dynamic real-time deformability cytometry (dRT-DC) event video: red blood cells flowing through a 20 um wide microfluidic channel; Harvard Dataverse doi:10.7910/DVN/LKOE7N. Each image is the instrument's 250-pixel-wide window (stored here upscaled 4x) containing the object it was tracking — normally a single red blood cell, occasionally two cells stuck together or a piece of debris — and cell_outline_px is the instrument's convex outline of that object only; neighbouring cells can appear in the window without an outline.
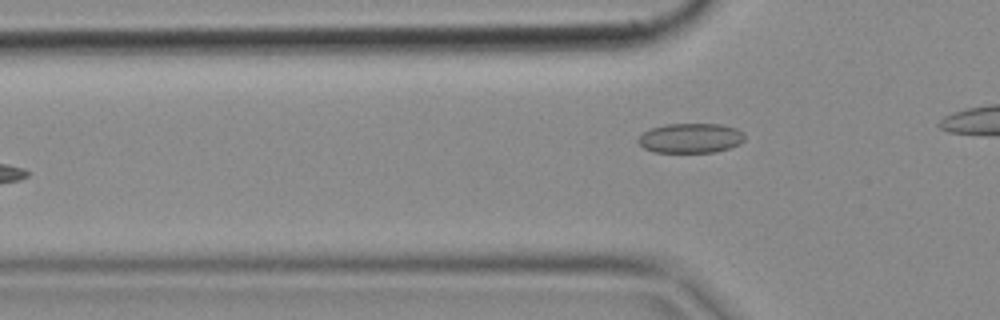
{"species": "common noctule bat (a hibernating species)", "species_latin": "Nyctalus noctula", "temperature_condition": "cold", "stored_images_in_passage": 7, "camera_frame_rate_fps": 3000, "um_per_image_px": 0.085, "animal": {"sex": "female", "body_mass_g": 18.4}, "frame": {"image": 1, "passage_image": 7, "time_ms": 2.0, "image_size_px": [1000, 320], "cell_outline_px": [[744, 140], [740, 144], [728, 148], [712, 152], [652, 152], [644, 148], [636, 140], [648, 128], [664, 124], [720, 124], [736, 128], [744, 132]], "centroid_in_image_um": [58.68, 11.73], "position_along_channel_um": 67.1, "area_um2": 18.55}}